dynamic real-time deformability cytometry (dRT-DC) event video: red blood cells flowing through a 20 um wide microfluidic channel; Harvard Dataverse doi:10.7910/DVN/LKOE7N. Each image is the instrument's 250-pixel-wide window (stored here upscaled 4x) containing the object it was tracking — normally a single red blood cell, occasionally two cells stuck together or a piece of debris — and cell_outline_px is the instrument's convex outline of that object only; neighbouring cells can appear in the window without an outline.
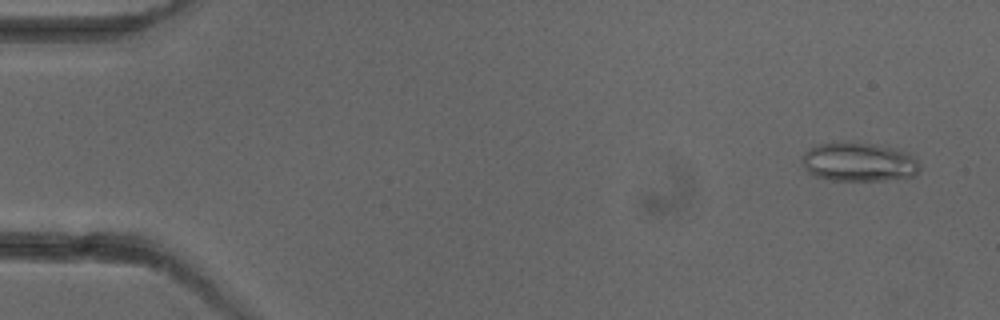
{"species": "common noctule bat (a hibernating species)", "species_latin": "Nyctalus noctula", "temperature_condition": "cold", "stored_images_in_passage": 4, "camera_frame_rate_fps": 3000, "um_per_image_px": 0.085, "animal": {"sex": "female"}, "frame": {"image": 1, "passage_image": 1, "time_ms": 0.0, "image_size_px": [1000, 320], "cell_outline_px": [[920, 168], [916, 176], [884, 180], [832, 180], [816, 176], [808, 172], [804, 168], [800, 160], [800, 156], [808, 148], [816, 144], [876, 144], [908, 152], [916, 156], [920, 164]], "centroid_in_image_um": [73.02, 13.79], "position_along_channel_um": 12.0, "area_um2": 26.65}}